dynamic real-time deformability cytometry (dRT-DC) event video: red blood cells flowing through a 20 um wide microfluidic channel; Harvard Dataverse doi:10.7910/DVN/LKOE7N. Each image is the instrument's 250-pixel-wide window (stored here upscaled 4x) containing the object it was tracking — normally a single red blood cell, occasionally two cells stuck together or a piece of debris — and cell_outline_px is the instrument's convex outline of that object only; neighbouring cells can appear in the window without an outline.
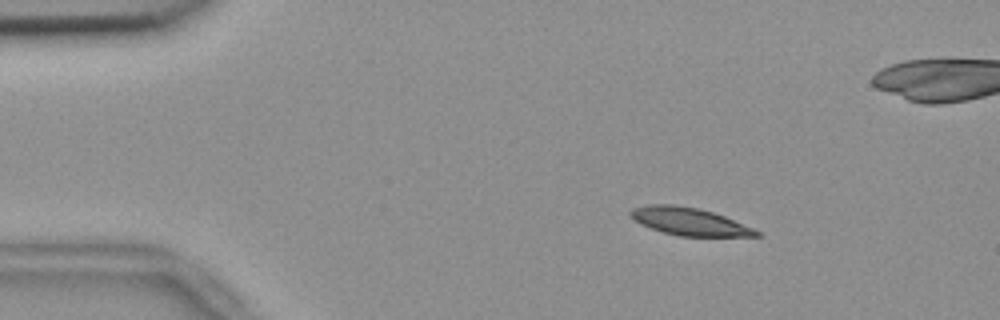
{"species": "common noctule bat (a hibernating species)", "species_latin": "Nyctalus noctula", "temperature_condition": "room temperature", "stored_images_in_passage": 55, "camera_frame_rate_fps": 3000, "um_per_image_px": 0.085, "animal": {"sex": "female", "body_mass_g": 18.4}, "frame": {"image": 1, "passage_image": 8, "time_ms": 2.333, "image_size_px": [1000, 320], "cell_outline_px": [[764, 236], [680, 236], [664, 232], [640, 224], [628, 216], [628, 212], [632, 208], [648, 204], [676, 204], [696, 208], [712, 212], [724, 216], [752, 228], [760, 232]], "centroid_in_image_um": [58.54, 18.82], "position_along_channel_um": 26.5, "area_um2": 20.17}}
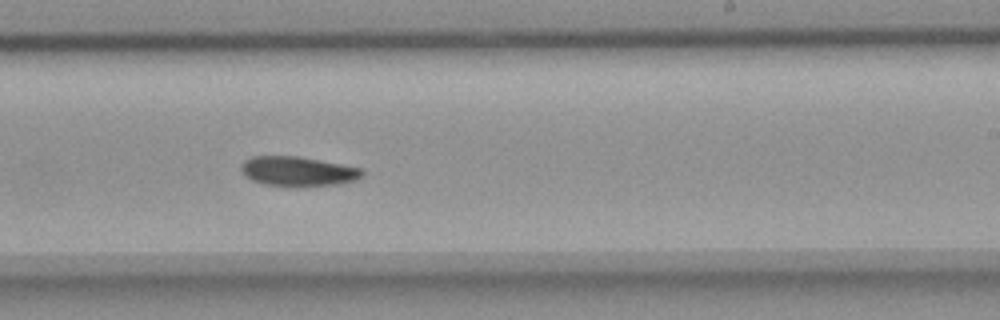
{"frame": {"image": 2, "passage_image": 33, "time_ms": 10.667, "image_size_px": [1000, 320], "cell_outline_px": [[364, 172], [356, 180], [340, 184], [292, 188], [264, 184], [252, 180], [240, 168], [240, 164], [244, 160], [252, 156], [296, 156], [364, 168]], "centroid_in_image_um": [25.34, 14.58], "position_along_channel_um": 263.7, "area_um2": 21.21}}
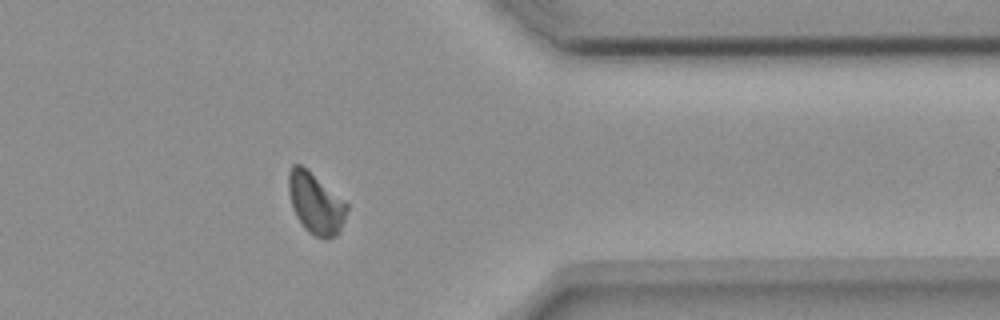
{"frame": {"image": 3, "passage_image": 44, "time_ms": 14.333, "image_size_px": [1000, 320], "cell_outline_px": [[348, 208], [344, 220], [336, 236], [328, 240], [324, 240], [308, 232], [304, 228], [296, 216], [292, 208], [288, 192], [288, 172], [292, 164], [300, 164], [348, 204]], "centroid_in_image_um": [26.8, 17.32], "position_along_channel_um": 384.6, "area_um2": 20.58}, "authors_computed_cell_mechanics": {"area_um2": 20.7502, "velocity_mm_per_s": 3.6532, "shape_relaxation_time_tau1_ms": 3.7986, "shape_relaxation_time_tau2_ms": null, "deformation_change_tau1": 0.1286, "deformation_change_tau2": null}}